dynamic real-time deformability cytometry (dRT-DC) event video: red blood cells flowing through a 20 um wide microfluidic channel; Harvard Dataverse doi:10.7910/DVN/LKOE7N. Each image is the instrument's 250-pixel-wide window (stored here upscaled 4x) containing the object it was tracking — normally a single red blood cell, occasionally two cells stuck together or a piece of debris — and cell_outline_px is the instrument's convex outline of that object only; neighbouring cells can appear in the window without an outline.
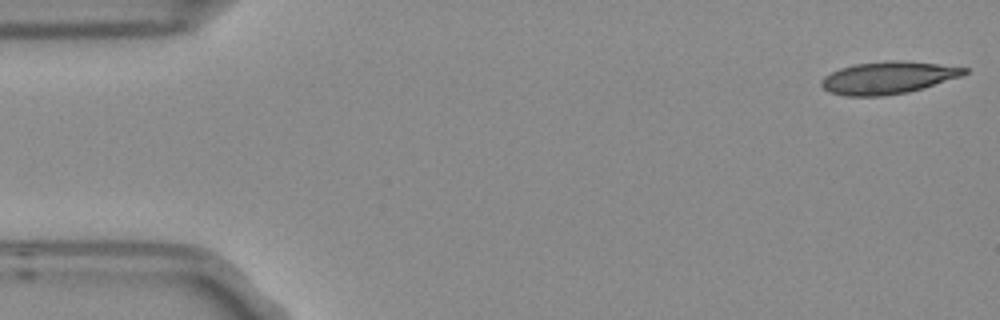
{"species": "Egyptian fruit bat (a non-hibernating species)", "species_latin": "Rousettus aegyptiacus", "temperature_condition": "room temperature", "stored_images_in_passage": 10, "camera_frame_rate_fps": 3000, "um_per_image_px": 0.085, "frame": {"image": 1, "passage_image": 1, "time_ms": 0.0, "image_size_px": [1000, 320], "cell_outline_px": [[968, 72], [960, 76], [924, 88], [908, 92], [880, 96], [844, 96], [828, 92], [820, 84], [820, 80], [824, 76], [840, 68], [852, 64], [888, 60], [904, 60], [968, 68]], "centroid_in_image_um": [75.44, 6.6], "position_along_channel_um": 9.6, "area_um2": 26.99}}
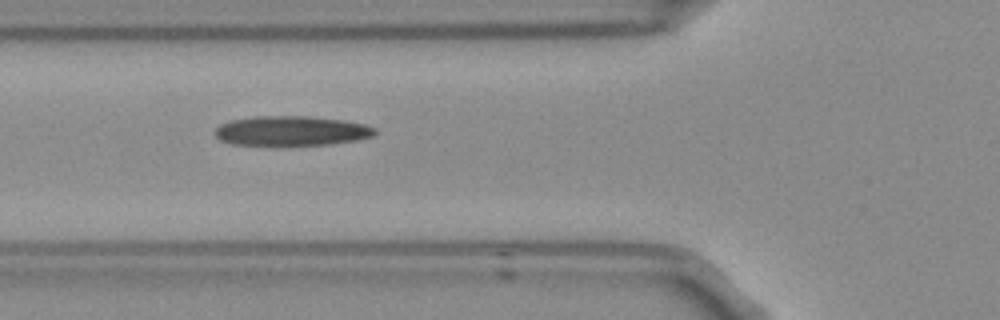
{"frame": {"image": 2, "passage_image": 6, "time_ms": 1.667, "image_size_px": [1000, 320], "cell_outline_px": [[376, 132], [372, 136], [356, 140], [332, 144], [284, 148], [228, 144], [220, 140], [212, 132], [220, 124], [228, 120], [256, 116], [308, 116], [344, 120], [364, 124], [376, 128]], "centroid_in_image_um": [24.69, 11.17], "position_along_channel_um": 101.1, "area_um2": 29.07}}
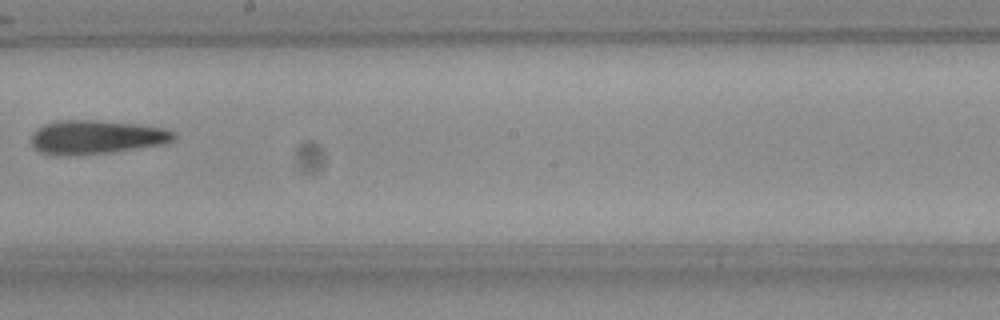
{"frame": {"image": 3, "passage_image": 9, "time_ms": 2.667, "image_size_px": [1000, 320], "cell_outline_px": [[176, 136], [172, 140], [164, 144], [112, 152], [56, 156], [40, 152], [32, 144], [32, 132], [36, 128], [44, 124], [56, 120], [96, 120], [144, 124], [164, 128], [172, 132]], "centroid_in_image_um": [8.17, 11.64], "position_along_channel_um": 240.0, "area_um2": 28.26}}